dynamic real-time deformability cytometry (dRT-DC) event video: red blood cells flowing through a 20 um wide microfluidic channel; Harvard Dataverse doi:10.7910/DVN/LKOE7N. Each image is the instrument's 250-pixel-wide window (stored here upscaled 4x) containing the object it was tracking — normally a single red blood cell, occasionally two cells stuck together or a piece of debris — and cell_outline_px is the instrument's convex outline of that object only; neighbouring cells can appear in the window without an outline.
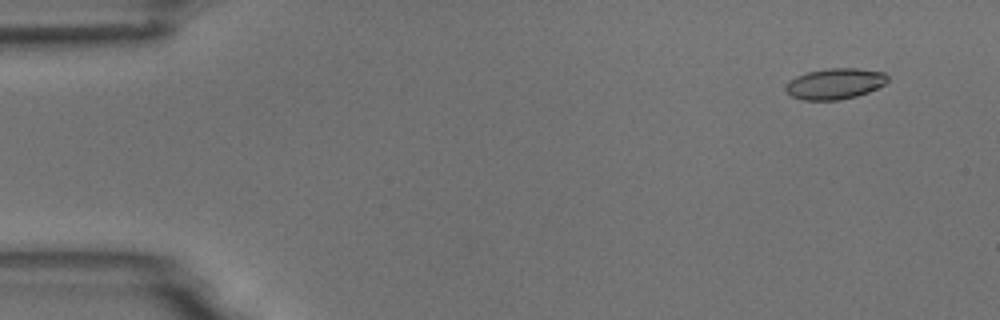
{"species": "common noctule bat (a hibernating species)", "species_latin": "Nyctalus noctula", "temperature_condition": "room temperature", "stored_images_in_passage": 6, "camera_frame_rate_fps": 3000, "um_per_image_px": 0.085, "animal": {"sex": "male", "body_mass_g": 18.8}, "frame": {"image": 1, "passage_image": 2, "time_ms": 1.0, "image_size_px": [1000, 320], "cell_outline_px": [[888, 80], [884, 84], [868, 92], [856, 96], [840, 100], [804, 100], [792, 96], [784, 88], [788, 80], [796, 76], [808, 72], [828, 68], [860, 68], [884, 72], [888, 76]], "centroid_in_image_um": [70.97, 7.11], "position_along_channel_um": 14.0, "area_um2": 18.38}}
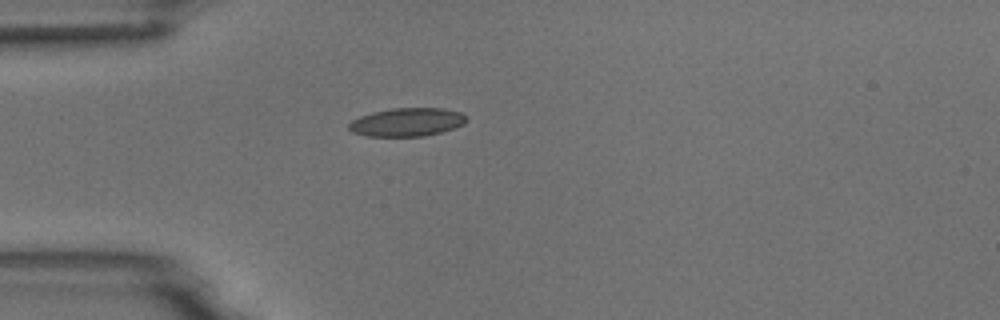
{"frame": {"image": 2, "passage_image": 5, "time_ms": 4.667, "image_size_px": [1000, 320], "cell_outline_px": [[468, 120], [464, 124], [440, 132], [424, 136], [364, 136], [352, 132], [348, 128], [348, 124], [352, 120], [360, 116], [372, 112], [392, 108], [444, 108], [460, 112], [468, 116]], "centroid_in_image_um": [34.59, 10.37], "position_along_channel_um": 50.4, "area_um2": 19.54}}